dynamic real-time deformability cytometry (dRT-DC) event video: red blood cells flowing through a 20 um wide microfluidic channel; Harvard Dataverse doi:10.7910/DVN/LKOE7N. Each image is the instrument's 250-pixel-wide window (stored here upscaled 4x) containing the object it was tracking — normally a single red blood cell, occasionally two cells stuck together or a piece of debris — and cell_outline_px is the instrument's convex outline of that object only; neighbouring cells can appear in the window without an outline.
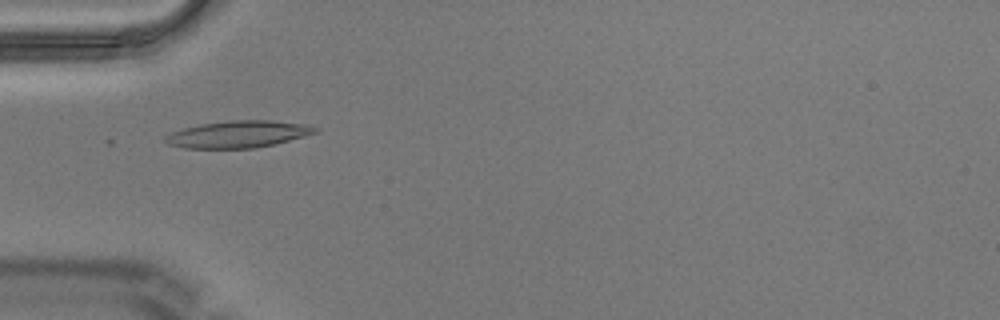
{"species": "Egyptian fruit bat (a non-hibernating species)", "species_latin": "Rousettus aegyptiacus", "temperature_condition": "warm", "stored_images_in_passage": 7, "camera_frame_rate_fps": 3000, "um_per_image_px": 0.085, "animal": {"sex": "male"}, "frame": {"image": 1, "passage_image": 5, "time_ms": 1.333, "image_size_px": [1000, 320], "cell_outline_px": [[320, 132], [256, 148], [184, 148], [168, 144], [164, 140], [164, 136], [168, 132], [200, 124], [232, 120], [272, 120], [308, 124], [320, 128]], "centroid_in_image_um": [20.25, 11.4], "position_along_channel_um": 64.7, "area_um2": 23.7}}